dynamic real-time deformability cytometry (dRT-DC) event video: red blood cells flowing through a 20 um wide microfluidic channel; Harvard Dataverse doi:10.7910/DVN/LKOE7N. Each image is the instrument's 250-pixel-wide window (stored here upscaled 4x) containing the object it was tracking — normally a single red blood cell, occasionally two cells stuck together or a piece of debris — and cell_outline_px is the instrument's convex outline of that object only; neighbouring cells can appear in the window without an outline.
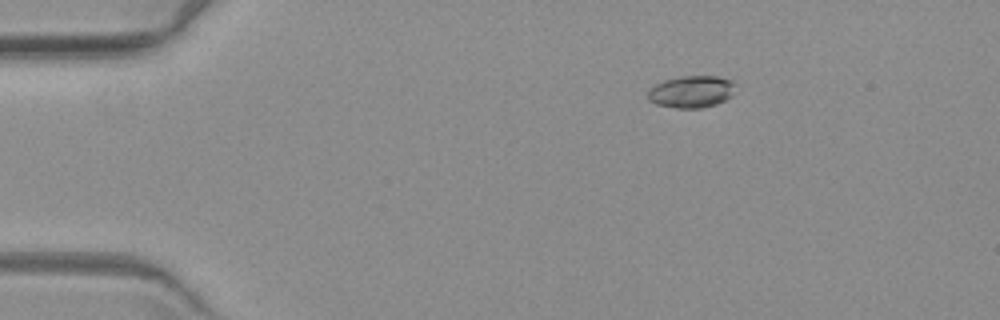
{"species": "common noctule bat (a hibernating species)", "species_latin": "Nyctalus noctula", "temperature_condition": "warm", "stored_images_in_passage": 3, "camera_frame_rate_fps": 3000, "um_per_image_px": 0.085, "animal": {"sex": "female", "body_mass_g": 19.3, "forearm_length_mm": 54.1}, "frame": {"image": 1, "passage_image": 1, "time_ms": 0.0, "image_size_px": [1000, 320], "cell_outline_px": [[736, 80], [732, 96], [716, 104], [700, 108], [676, 108], [656, 104], [648, 100], [648, 88], [664, 80], [680, 76], [716, 76]], "centroid_in_image_um": [58.78, 7.78], "position_along_channel_um": 26.2, "area_um2": 16.53}}